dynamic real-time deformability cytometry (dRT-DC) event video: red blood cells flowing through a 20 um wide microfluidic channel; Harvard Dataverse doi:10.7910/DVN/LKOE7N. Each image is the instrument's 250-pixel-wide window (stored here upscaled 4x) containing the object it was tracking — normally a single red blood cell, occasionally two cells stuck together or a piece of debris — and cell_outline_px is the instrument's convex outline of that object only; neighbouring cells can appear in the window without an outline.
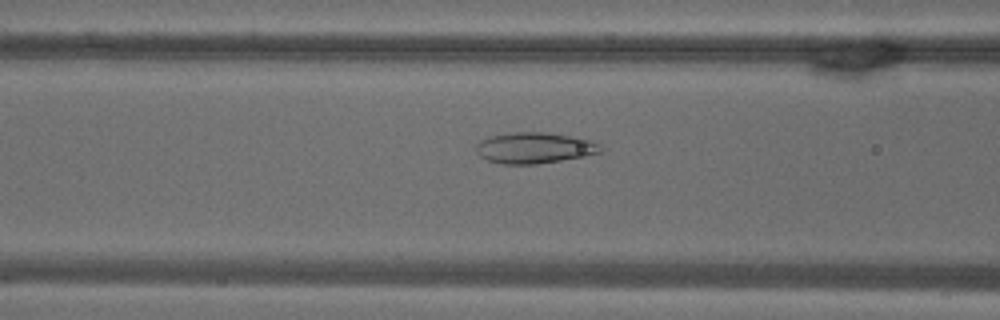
{"species": "common noctule bat (a hibernating species)", "species_latin": "Nyctalus noctula", "temperature_condition": "warm", "stored_images_in_passage": 55, "camera_frame_rate_fps": 3000, "um_per_image_px": 0.085, "animal": {"sex": "male", "body_mass_g": 18.8}, "frame": {"image": 1, "passage_image": 22, "time_ms": 7.0, "image_size_px": [1000, 320], "cell_outline_px": [[604, 152], [584, 156], [536, 164], [500, 164], [488, 160], [480, 156], [476, 152], [476, 144], [480, 140], [488, 136], [512, 132], [544, 132], [568, 136], [588, 140], [600, 144]], "centroid_in_image_um": [45.38, 12.57], "position_along_channel_um": 121.2, "area_um2": 22.43}}
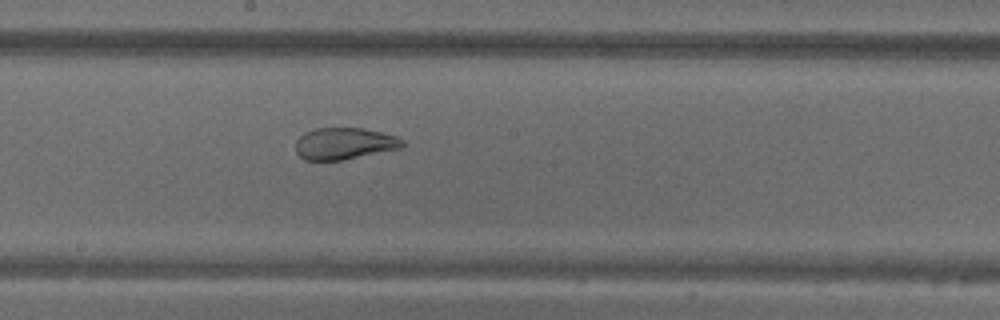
{"frame": {"image": 2, "passage_image": 30, "time_ms": 9.667, "image_size_px": [1000, 320], "cell_outline_px": [[404, 148], [344, 160], [304, 160], [296, 152], [296, 140], [304, 132], [316, 128], [364, 128], [396, 136], [404, 140]], "centroid_in_image_um": [29.29, 12.21], "position_along_channel_um": 218.9, "area_um2": 20.0}}
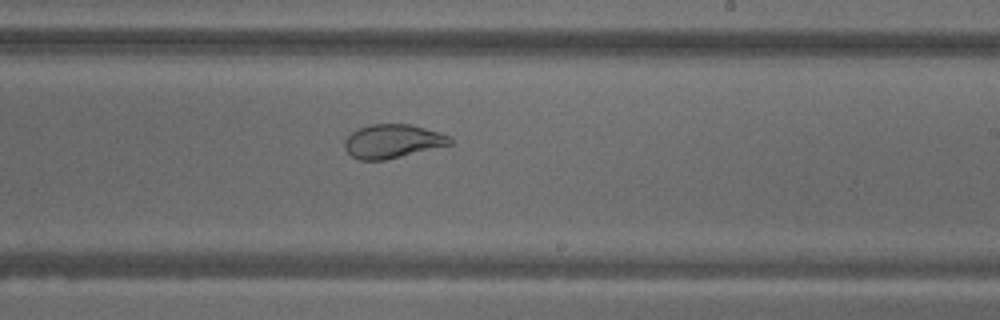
{"frame": {"image": 3, "passage_image": 33, "time_ms": 10.667, "image_size_px": [1000, 320], "cell_outline_px": [[452, 144], [384, 160], [360, 160], [352, 156], [344, 148], [344, 140], [352, 132], [368, 124], [412, 124], [440, 132], [448, 136], [452, 140]], "centroid_in_image_um": [33.36, 11.99], "position_along_channel_um": 255.6, "area_um2": 20.63}, "authors_computed_cell_mechanics": {"area_um2": 29.4202, "velocity_mm_per_s": 3.6733, "shape_relaxation_time_tau1_ms": null, "shape_relaxation_time_tau2_ms": 0.7265, "deformation_change_tau1": null, "deformation_change_tau2": 0.0588}}